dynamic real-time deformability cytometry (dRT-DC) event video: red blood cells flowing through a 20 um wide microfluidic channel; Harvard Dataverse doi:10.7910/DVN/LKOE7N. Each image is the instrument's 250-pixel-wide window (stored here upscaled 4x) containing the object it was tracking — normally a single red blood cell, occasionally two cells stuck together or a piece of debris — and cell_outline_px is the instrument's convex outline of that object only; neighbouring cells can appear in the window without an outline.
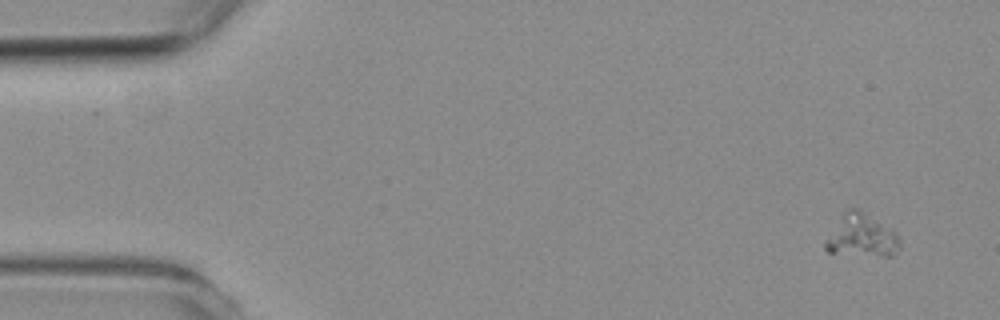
{"species": "common noctule bat (a hibernating species)", "species_latin": "Nyctalus noctula", "temperature_condition": "room temperature", "stored_images_in_passage": 6, "camera_frame_rate_fps": 3000, "um_per_image_px": 0.085, "animal": {"sex": "female", "body_mass_g": 19.3, "forearm_length_mm": 54.1}, "frame": {"image": 1, "passage_image": 1, "time_ms": 0.0, "image_size_px": [1000, 320], "cell_outline_px": [[900, 248], [892, 256], [884, 256], [828, 252], [824, 248], [824, 240], [844, 212], [848, 208], [860, 208], [892, 228], [896, 232], [900, 240]], "centroid_in_image_um": [73.26, 20.02], "position_along_channel_um": 11.7, "area_um2": 18.73}}
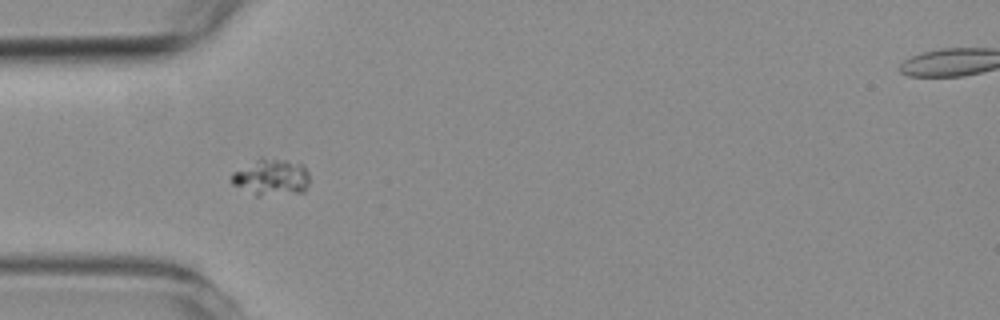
{"frame": {"image": 2, "passage_image": 5, "time_ms": 4.667, "image_size_px": [1000, 320], "cell_outline_px": [[308, 188], [304, 192], [260, 196], [256, 196], [232, 184], [232, 172], [260, 156], [288, 160], [304, 164], [308, 172]], "centroid_in_image_um": [23.07, 15.04], "position_along_channel_um": 61.9, "area_um2": 17.05}}
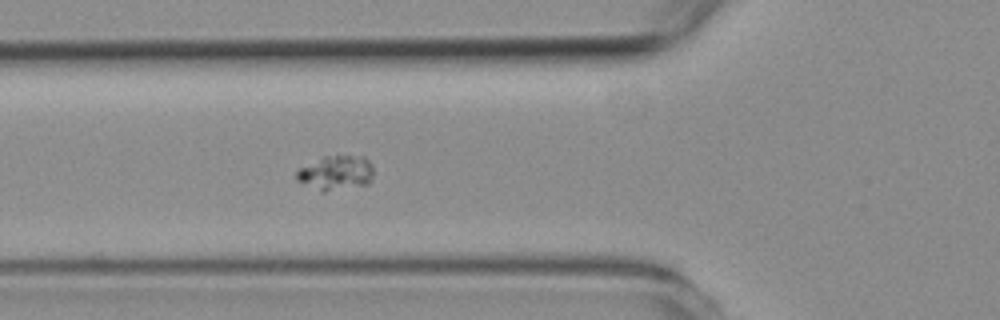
{"frame": {"image": 3, "passage_image": 6, "time_ms": 5.667, "image_size_px": [1000, 320], "cell_outline_px": [[372, 180], [368, 184], [324, 192], [320, 192], [296, 180], [296, 172], [300, 168], [324, 156], [364, 156], [372, 164]], "centroid_in_image_um": [28.55, 14.71], "position_along_channel_um": 97.2, "area_um2": 15.49}}